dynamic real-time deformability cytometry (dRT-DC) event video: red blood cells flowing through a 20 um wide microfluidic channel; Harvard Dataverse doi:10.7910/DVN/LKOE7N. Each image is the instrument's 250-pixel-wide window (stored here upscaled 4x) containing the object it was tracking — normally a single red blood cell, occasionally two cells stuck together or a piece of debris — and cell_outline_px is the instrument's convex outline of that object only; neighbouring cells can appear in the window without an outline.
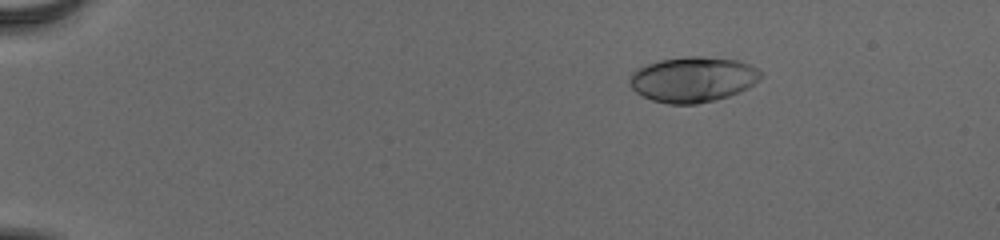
{"species": "human", "species_latin": "Homo sapiens", "temperature_condition": "cold", "stored_images_in_passage": 51, "camera_frame_rate_fps": 3000, "um_per_image_px": 0.085, "donor": {"sex": "male"}, "frame": {"image": 1, "passage_image": 5, "time_ms": 1.333, "image_size_px": [1000, 240], "cell_outline_px": [[764, 76], [748, 88], [740, 92], [728, 96], [696, 104], [668, 104], [652, 100], [636, 92], [628, 84], [628, 80], [632, 72], [636, 68], [660, 60], [688, 56], [704, 56], [736, 60], [748, 64], [764, 72]], "centroid_in_image_um": [58.9, 6.74], "position_along_channel_um": 26.1, "area_um2": 34.8}}
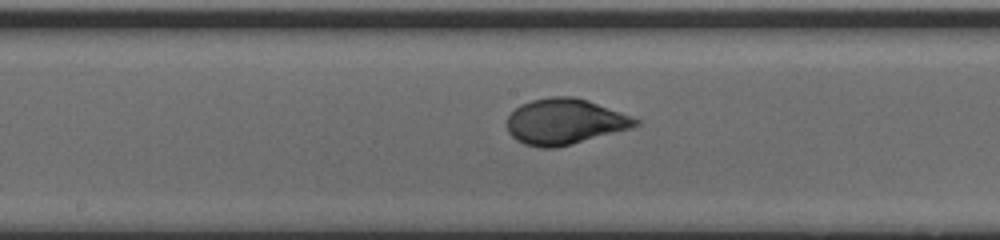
{"frame": {"image": 2, "passage_image": 27, "time_ms": 8.667, "image_size_px": [1000, 240], "cell_outline_px": [[640, 124], [632, 128], [572, 144], [556, 148], [540, 148], [524, 144], [516, 140], [508, 132], [504, 124], [508, 116], [520, 104], [532, 100], [552, 96], [572, 96], [588, 100], [632, 116], [640, 120]], "centroid_in_image_um": [47.98, 10.34], "position_along_channel_um": 200.2, "area_um2": 34.51}}
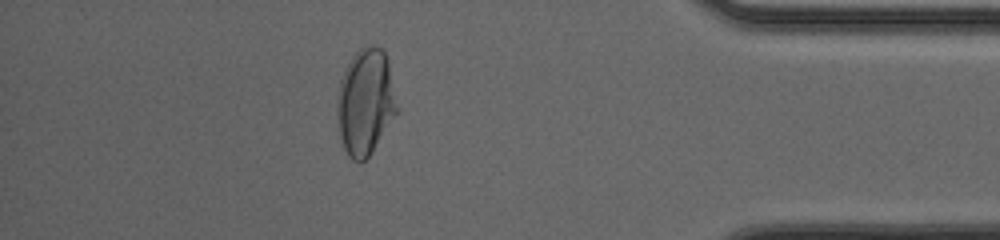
{"frame": {"image": 3, "passage_image": 45, "time_ms": 14.667, "image_size_px": [1000, 240], "cell_outline_px": [[400, 112], [368, 156], [360, 164], [352, 160], [348, 156], [344, 148], [340, 136], [336, 112], [336, 96], [340, 80], [352, 56], [360, 48], [368, 44], [376, 44], [384, 52], [388, 60], [400, 108]], "centroid_in_image_um": [31.09, 8.67], "position_along_channel_um": 404.1, "area_um2": 37.92}, "authors_computed_cell_mechanics": {"area_um2": 33.813, "velocity_mm_per_s": 3.8739, "shape_relaxation_time_tau1_ms": 3.3627, "shape_relaxation_time_tau2_ms": null, "deformation_change_tau1": 0.1877, "deformation_change_tau2": null}}